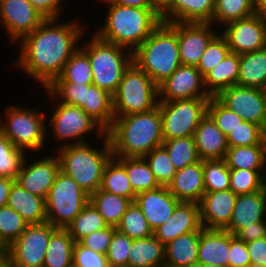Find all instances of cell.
I'll list each match as a JSON object with an SVG mask.
<instances>
[{"mask_svg":"<svg viewBox=\"0 0 266 267\" xmlns=\"http://www.w3.org/2000/svg\"><path fill=\"white\" fill-rule=\"evenodd\" d=\"M58 20L46 19L18 41L20 54L13 65L20 67L43 88H47L60 76L65 63L79 48L77 44L85 36L86 29L81 22L74 20L62 23Z\"/></svg>","mask_w":266,"mask_h":267,"instance_id":"6da1fadb","label":"cell"},{"mask_svg":"<svg viewBox=\"0 0 266 267\" xmlns=\"http://www.w3.org/2000/svg\"><path fill=\"white\" fill-rule=\"evenodd\" d=\"M106 134L113 157H144L164 141L159 105L147 112L115 116Z\"/></svg>","mask_w":266,"mask_h":267,"instance_id":"7a4b0ae2","label":"cell"},{"mask_svg":"<svg viewBox=\"0 0 266 267\" xmlns=\"http://www.w3.org/2000/svg\"><path fill=\"white\" fill-rule=\"evenodd\" d=\"M104 25L95 31L102 40L134 52L162 23L161 16L153 8H135L107 4Z\"/></svg>","mask_w":266,"mask_h":267,"instance_id":"3957f363","label":"cell"},{"mask_svg":"<svg viewBox=\"0 0 266 267\" xmlns=\"http://www.w3.org/2000/svg\"><path fill=\"white\" fill-rule=\"evenodd\" d=\"M133 62L159 86L180 65L177 22H162L133 52Z\"/></svg>","mask_w":266,"mask_h":267,"instance_id":"277c9868","label":"cell"},{"mask_svg":"<svg viewBox=\"0 0 266 267\" xmlns=\"http://www.w3.org/2000/svg\"><path fill=\"white\" fill-rule=\"evenodd\" d=\"M101 140L104 145L100 149L91 147L88 142L55 148L60 170L73 178L89 196L101 187L103 170L113 156L107 134Z\"/></svg>","mask_w":266,"mask_h":267,"instance_id":"5b68a950","label":"cell"},{"mask_svg":"<svg viewBox=\"0 0 266 267\" xmlns=\"http://www.w3.org/2000/svg\"><path fill=\"white\" fill-rule=\"evenodd\" d=\"M87 40L80 42V47L90 60L93 83L111 95L114 94L125 70L133 62V52L129 49L106 42L95 33Z\"/></svg>","mask_w":266,"mask_h":267,"instance_id":"8992f818","label":"cell"},{"mask_svg":"<svg viewBox=\"0 0 266 267\" xmlns=\"http://www.w3.org/2000/svg\"><path fill=\"white\" fill-rule=\"evenodd\" d=\"M0 115V131L24 152H41L48 138L47 120L40 109L11 105ZM42 112V113H41ZM5 119H4V118ZM46 120V121H45Z\"/></svg>","mask_w":266,"mask_h":267,"instance_id":"52a82bcc","label":"cell"},{"mask_svg":"<svg viewBox=\"0 0 266 267\" xmlns=\"http://www.w3.org/2000/svg\"><path fill=\"white\" fill-rule=\"evenodd\" d=\"M158 103V86L132 62L112 95L114 116L147 112L157 107Z\"/></svg>","mask_w":266,"mask_h":267,"instance_id":"ba28073f","label":"cell"},{"mask_svg":"<svg viewBox=\"0 0 266 267\" xmlns=\"http://www.w3.org/2000/svg\"><path fill=\"white\" fill-rule=\"evenodd\" d=\"M44 90L54 103L57 102L54 104L56 106H53L55 109L51 114L52 116L49 120V124H47V128L50 130L51 127L53 128V138L59 142L57 148L69 144L86 143L87 140L84 138L85 135H91L92 132L94 134L95 131L96 137L98 135L99 138L106 134L105 130L83 109L78 106L59 102L58 99H56L46 88ZM70 140L74 142H71Z\"/></svg>","mask_w":266,"mask_h":267,"instance_id":"9c48e42d","label":"cell"},{"mask_svg":"<svg viewBox=\"0 0 266 267\" xmlns=\"http://www.w3.org/2000/svg\"><path fill=\"white\" fill-rule=\"evenodd\" d=\"M45 203L47 222L56 228H66L89 203V195L60 170Z\"/></svg>","mask_w":266,"mask_h":267,"instance_id":"30bf717a","label":"cell"},{"mask_svg":"<svg viewBox=\"0 0 266 267\" xmlns=\"http://www.w3.org/2000/svg\"><path fill=\"white\" fill-rule=\"evenodd\" d=\"M210 98L159 101L163 140L193 136L207 114Z\"/></svg>","mask_w":266,"mask_h":267,"instance_id":"8fae6325","label":"cell"},{"mask_svg":"<svg viewBox=\"0 0 266 267\" xmlns=\"http://www.w3.org/2000/svg\"><path fill=\"white\" fill-rule=\"evenodd\" d=\"M56 229L49 222L28 225L6 248L9 267H43L49 238Z\"/></svg>","mask_w":266,"mask_h":267,"instance_id":"7c38bea8","label":"cell"},{"mask_svg":"<svg viewBox=\"0 0 266 267\" xmlns=\"http://www.w3.org/2000/svg\"><path fill=\"white\" fill-rule=\"evenodd\" d=\"M215 97L243 121L257 124L266 131V90L233 85Z\"/></svg>","mask_w":266,"mask_h":267,"instance_id":"4fadbf2b","label":"cell"},{"mask_svg":"<svg viewBox=\"0 0 266 267\" xmlns=\"http://www.w3.org/2000/svg\"><path fill=\"white\" fill-rule=\"evenodd\" d=\"M46 18L29 0H0V24L15 44L34 31Z\"/></svg>","mask_w":266,"mask_h":267,"instance_id":"5bb4252c","label":"cell"},{"mask_svg":"<svg viewBox=\"0 0 266 267\" xmlns=\"http://www.w3.org/2000/svg\"><path fill=\"white\" fill-rule=\"evenodd\" d=\"M159 101L211 98L197 66L180 65L159 86Z\"/></svg>","mask_w":266,"mask_h":267,"instance_id":"9a60e30c","label":"cell"},{"mask_svg":"<svg viewBox=\"0 0 266 267\" xmlns=\"http://www.w3.org/2000/svg\"><path fill=\"white\" fill-rule=\"evenodd\" d=\"M230 52L244 54L265 48V21L260 14L230 22L223 26Z\"/></svg>","mask_w":266,"mask_h":267,"instance_id":"2e32d148","label":"cell"},{"mask_svg":"<svg viewBox=\"0 0 266 267\" xmlns=\"http://www.w3.org/2000/svg\"><path fill=\"white\" fill-rule=\"evenodd\" d=\"M55 155L41 156V159L30 163L26 160L29 158L25 156L15 182L30 193L46 199L60 171V161L58 155Z\"/></svg>","mask_w":266,"mask_h":267,"instance_id":"e0dca14e","label":"cell"},{"mask_svg":"<svg viewBox=\"0 0 266 267\" xmlns=\"http://www.w3.org/2000/svg\"><path fill=\"white\" fill-rule=\"evenodd\" d=\"M213 27L217 28L212 23L177 22L181 65L197 66L199 64L206 47L218 34Z\"/></svg>","mask_w":266,"mask_h":267,"instance_id":"ac0fdd59","label":"cell"},{"mask_svg":"<svg viewBox=\"0 0 266 267\" xmlns=\"http://www.w3.org/2000/svg\"><path fill=\"white\" fill-rule=\"evenodd\" d=\"M237 195L229 190L204 192L200 207L203 228L225 229L231 221Z\"/></svg>","mask_w":266,"mask_h":267,"instance_id":"d6986e66","label":"cell"},{"mask_svg":"<svg viewBox=\"0 0 266 267\" xmlns=\"http://www.w3.org/2000/svg\"><path fill=\"white\" fill-rule=\"evenodd\" d=\"M202 228L200 207L196 202H181L173 214L153 231V235L164 245L178 236Z\"/></svg>","mask_w":266,"mask_h":267,"instance_id":"ffe728a7","label":"cell"},{"mask_svg":"<svg viewBox=\"0 0 266 267\" xmlns=\"http://www.w3.org/2000/svg\"><path fill=\"white\" fill-rule=\"evenodd\" d=\"M135 202L141 208L153 231L162 225L181 203L170 193L167 187L162 186L138 193Z\"/></svg>","mask_w":266,"mask_h":267,"instance_id":"44dd1931","label":"cell"},{"mask_svg":"<svg viewBox=\"0 0 266 267\" xmlns=\"http://www.w3.org/2000/svg\"><path fill=\"white\" fill-rule=\"evenodd\" d=\"M266 186L250 194L238 195L231 221L225 230L236 235L242 228L266 220Z\"/></svg>","mask_w":266,"mask_h":267,"instance_id":"7402d4cb","label":"cell"},{"mask_svg":"<svg viewBox=\"0 0 266 267\" xmlns=\"http://www.w3.org/2000/svg\"><path fill=\"white\" fill-rule=\"evenodd\" d=\"M193 137L200 160L225 158L227 137L208 114L200 121Z\"/></svg>","mask_w":266,"mask_h":267,"instance_id":"603a6c76","label":"cell"},{"mask_svg":"<svg viewBox=\"0 0 266 267\" xmlns=\"http://www.w3.org/2000/svg\"><path fill=\"white\" fill-rule=\"evenodd\" d=\"M167 188L181 202L199 203L205 192L203 161L176 170L173 181Z\"/></svg>","mask_w":266,"mask_h":267,"instance_id":"cb8c5ba5","label":"cell"},{"mask_svg":"<svg viewBox=\"0 0 266 267\" xmlns=\"http://www.w3.org/2000/svg\"><path fill=\"white\" fill-rule=\"evenodd\" d=\"M230 233L225 229L202 227L197 264L228 267Z\"/></svg>","mask_w":266,"mask_h":267,"instance_id":"d4e9b609","label":"cell"},{"mask_svg":"<svg viewBox=\"0 0 266 267\" xmlns=\"http://www.w3.org/2000/svg\"><path fill=\"white\" fill-rule=\"evenodd\" d=\"M28 225L41 224L46 220L45 198L34 195L14 182L9 193L8 204Z\"/></svg>","mask_w":266,"mask_h":267,"instance_id":"484cf974","label":"cell"},{"mask_svg":"<svg viewBox=\"0 0 266 267\" xmlns=\"http://www.w3.org/2000/svg\"><path fill=\"white\" fill-rule=\"evenodd\" d=\"M215 0H174L161 16L162 22L212 23Z\"/></svg>","mask_w":266,"mask_h":267,"instance_id":"4316f807","label":"cell"},{"mask_svg":"<svg viewBox=\"0 0 266 267\" xmlns=\"http://www.w3.org/2000/svg\"><path fill=\"white\" fill-rule=\"evenodd\" d=\"M202 228L178 236L165 245V265L196 267Z\"/></svg>","mask_w":266,"mask_h":267,"instance_id":"83f0119b","label":"cell"},{"mask_svg":"<svg viewBox=\"0 0 266 267\" xmlns=\"http://www.w3.org/2000/svg\"><path fill=\"white\" fill-rule=\"evenodd\" d=\"M164 265L165 245L154 235L132 241L128 267H163Z\"/></svg>","mask_w":266,"mask_h":267,"instance_id":"f1b7e54d","label":"cell"},{"mask_svg":"<svg viewBox=\"0 0 266 267\" xmlns=\"http://www.w3.org/2000/svg\"><path fill=\"white\" fill-rule=\"evenodd\" d=\"M105 132L112 126L115 118L112 95L97 85L86 84L85 105L82 108Z\"/></svg>","mask_w":266,"mask_h":267,"instance_id":"f546056e","label":"cell"},{"mask_svg":"<svg viewBox=\"0 0 266 267\" xmlns=\"http://www.w3.org/2000/svg\"><path fill=\"white\" fill-rule=\"evenodd\" d=\"M237 85L266 90V48L240 55Z\"/></svg>","mask_w":266,"mask_h":267,"instance_id":"4dcf8cb0","label":"cell"},{"mask_svg":"<svg viewBox=\"0 0 266 267\" xmlns=\"http://www.w3.org/2000/svg\"><path fill=\"white\" fill-rule=\"evenodd\" d=\"M239 65L240 55L229 52L222 62L204 77L207 92L211 96H216L221 90L237 85Z\"/></svg>","mask_w":266,"mask_h":267,"instance_id":"1f68e13d","label":"cell"},{"mask_svg":"<svg viewBox=\"0 0 266 267\" xmlns=\"http://www.w3.org/2000/svg\"><path fill=\"white\" fill-rule=\"evenodd\" d=\"M100 189L135 201L137 194L126 174L125 157L112 156L106 163Z\"/></svg>","mask_w":266,"mask_h":267,"instance_id":"d6a6232c","label":"cell"},{"mask_svg":"<svg viewBox=\"0 0 266 267\" xmlns=\"http://www.w3.org/2000/svg\"><path fill=\"white\" fill-rule=\"evenodd\" d=\"M74 244L66 228H57L49 238L43 267H72Z\"/></svg>","mask_w":266,"mask_h":267,"instance_id":"836d02e7","label":"cell"},{"mask_svg":"<svg viewBox=\"0 0 266 267\" xmlns=\"http://www.w3.org/2000/svg\"><path fill=\"white\" fill-rule=\"evenodd\" d=\"M266 144L228 147L224 160L229 169L265 170Z\"/></svg>","mask_w":266,"mask_h":267,"instance_id":"e575fe53","label":"cell"},{"mask_svg":"<svg viewBox=\"0 0 266 267\" xmlns=\"http://www.w3.org/2000/svg\"><path fill=\"white\" fill-rule=\"evenodd\" d=\"M89 202L95 207L109 226L116 227L127 207L132 203L129 198L115 195L100 188L89 196Z\"/></svg>","mask_w":266,"mask_h":267,"instance_id":"d590c367","label":"cell"},{"mask_svg":"<svg viewBox=\"0 0 266 267\" xmlns=\"http://www.w3.org/2000/svg\"><path fill=\"white\" fill-rule=\"evenodd\" d=\"M254 14L253 0H215L212 24L225 26Z\"/></svg>","mask_w":266,"mask_h":267,"instance_id":"8d00e7d4","label":"cell"},{"mask_svg":"<svg viewBox=\"0 0 266 267\" xmlns=\"http://www.w3.org/2000/svg\"><path fill=\"white\" fill-rule=\"evenodd\" d=\"M109 225L105 222L103 217L89 202L83 210L73 219V221L66 227L70 236L75 242H78L83 237L102 229Z\"/></svg>","mask_w":266,"mask_h":267,"instance_id":"74e56055","label":"cell"},{"mask_svg":"<svg viewBox=\"0 0 266 267\" xmlns=\"http://www.w3.org/2000/svg\"><path fill=\"white\" fill-rule=\"evenodd\" d=\"M53 82L92 84V68L88 55L79 47L65 63L62 73Z\"/></svg>","mask_w":266,"mask_h":267,"instance_id":"f35d334b","label":"cell"},{"mask_svg":"<svg viewBox=\"0 0 266 267\" xmlns=\"http://www.w3.org/2000/svg\"><path fill=\"white\" fill-rule=\"evenodd\" d=\"M162 145L176 170L200 161L193 136L164 140Z\"/></svg>","mask_w":266,"mask_h":267,"instance_id":"ab89813d","label":"cell"},{"mask_svg":"<svg viewBox=\"0 0 266 267\" xmlns=\"http://www.w3.org/2000/svg\"><path fill=\"white\" fill-rule=\"evenodd\" d=\"M125 170L136 194L160 186L143 157H125Z\"/></svg>","mask_w":266,"mask_h":267,"instance_id":"60d3db41","label":"cell"},{"mask_svg":"<svg viewBox=\"0 0 266 267\" xmlns=\"http://www.w3.org/2000/svg\"><path fill=\"white\" fill-rule=\"evenodd\" d=\"M116 230L128 235L133 240L153 235V230L135 201L127 207L126 212L116 226Z\"/></svg>","mask_w":266,"mask_h":267,"instance_id":"b9f144b4","label":"cell"},{"mask_svg":"<svg viewBox=\"0 0 266 267\" xmlns=\"http://www.w3.org/2000/svg\"><path fill=\"white\" fill-rule=\"evenodd\" d=\"M205 192L230 189V169L224 159L203 160Z\"/></svg>","mask_w":266,"mask_h":267,"instance_id":"7bdbcfd3","label":"cell"},{"mask_svg":"<svg viewBox=\"0 0 266 267\" xmlns=\"http://www.w3.org/2000/svg\"><path fill=\"white\" fill-rule=\"evenodd\" d=\"M158 184L168 187L173 181L176 169L171 163L169 154L163 145L157 146L144 157Z\"/></svg>","mask_w":266,"mask_h":267,"instance_id":"ee69618b","label":"cell"},{"mask_svg":"<svg viewBox=\"0 0 266 267\" xmlns=\"http://www.w3.org/2000/svg\"><path fill=\"white\" fill-rule=\"evenodd\" d=\"M0 131V176L16 179L26 156Z\"/></svg>","mask_w":266,"mask_h":267,"instance_id":"f6af8a7d","label":"cell"},{"mask_svg":"<svg viewBox=\"0 0 266 267\" xmlns=\"http://www.w3.org/2000/svg\"><path fill=\"white\" fill-rule=\"evenodd\" d=\"M230 190L237 196L262 190L266 186L264 171L230 169Z\"/></svg>","mask_w":266,"mask_h":267,"instance_id":"bcb514c9","label":"cell"},{"mask_svg":"<svg viewBox=\"0 0 266 267\" xmlns=\"http://www.w3.org/2000/svg\"><path fill=\"white\" fill-rule=\"evenodd\" d=\"M27 222L8 205L0 207V243L6 249L27 228Z\"/></svg>","mask_w":266,"mask_h":267,"instance_id":"7dc6e473","label":"cell"},{"mask_svg":"<svg viewBox=\"0 0 266 267\" xmlns=\"http://www.w3.org/2000/svg\"><path fill=\"white\" fill-rule=\"evenodd\" d=\"M228 147L266 144V131L259 125L242 121L227 136Z\"/></svg>","mask_w":266,"mask_h":267,"instance_id":"c3c4849f","label":"cell"},{"mask_svg":"<svg viewBox=\"0 0 266 267\" xmlns=\"http://www.w3.org/2000/svg\"><path fill=\"white\" fill-rule=\"evenodd\" d=\"M219 32L218 30V34L210 41L197 65L203 77L222 62L230 52L226 38Z\"/></svg>","mask_w":266,"mask_h":267,"instance_id":"681fc988","label":"cell"},{"mask_svg":"<svg viewBox=\"0 0 266 267\" xmlns=\"http://www.w3.org/2000/svg\"><path fill=\"white\" fill-rule=\"evenodd\" d=\"M46 89L58 99L59 102L78 106L81 109L85 105L86 84L52 82Z\"/></svg>","mask_w":266,"mask_h":267,"instance_id":"f907efd6","label":"cell"},{"mask_svg":"<svg viewBox=\"0 0 266 267\" xmlns=\"http://www.w3.org/2000/svg\"><path fill=\"white\" fill-rule=\"evenodd\" d=\"M207 114L226 136L243 121L240 116L225 107L215 96L209 99Z\"/></svg>","mask_w":266,"mask_h":267,"instance_id":"816d5d0a","label":"cell"},{"mask_svg":"<svg viewBox=\"0 0 266 267\" xmlns=\"http://www.w3.org/2000/svg\"><path fill=\"white\" fill-rule=\"evenodd\" d=\"M132 241L128 235L119 231L113 233L106 257L110 267H128V257Z\"/></svg>","mask_w":266,"mask_h":267,"instance_id":"f5cc1de1","label":"cell"},{"mask_svg":"<svg viewBox=\"0 0 266 267\" xmlns=\"http://www.w3.org/2000/svg\"><path fill=\"white\" fill-rule=\"evenodd\" d=\"M72 260L74 267H110L106 255L90 250L79 242L74 244Z\"/></svg>","mask_w":266,"mask_h":267,"instance_id":"db71d44e","label":"cell"},{"mask_svg":"<svg viewBox=\"0 0 266 267\" xmlns=\"http://www.w3.org/2000/svg\"><path fill=\"white\" fill-rule=\"evenodd\" d=\"M115 231L116 227L108 226L105 229L92 232L91 234L80 239L78 242L90 250L106 255Z\"/></svg>","mask_w":266,"mask_h":267,"instance_id":"11a10c76","label":"cell"},{"mask_svg":"<svg viewBox=\"0 0 266 267\" xmlns=\"http://www.w3.org/2000/svg\"><path fill=\"white\" fill-rule=\"evenodd\" d=\"M251 264L246 243L230 233L228 267H248Z\"/></svg>","mask_w":266,"mask_h":267,"instance_id":"9f6ffc18","label":"cell"},{"mask_svg":"<svg viewBox=\"0 0 266 267\" xmlns=\"http://www.w3.org/2000/svg\"><path fill=\"white\" fill-rule=\"evenodd\" d=\"M34 8L46 19H59L65 0H29ZM61 5V6H60Z\"/></svg>","mask_w":266,"mask_h":267,"instance_id":"6f0895ef","label":"cell"},{"mask_svg":"<svg viewBox=\"0 0 266 267\" xmlns=\"http://www.w3.org/2000/svg\"><path fill=\"white\" fill-rule=\"evenodd\" d=\"M235 236L245 243L266 237V220L242 228Z\"/></svg>","mask_w":266,"mask_h":267,"instance_id":"680465c9","label":"cell"},{"mask_svg":"<svg viewBox=\"0 0 266 267\" xmlns=\"http://www.w3.org/2000/svg\"><path fill=\"white\" fill-rule=\"evenodd\" d=\"M251 263L266 266V237L246 243Z\"/></svg>","mask_w":266,"mask_h":267,"instance_id":"91938a15","label":"cell"},{"mask_svg":"<svg viewBox=\"0 0 266 267\" xmlns=\"http://www.w3.org/2000/svg\"><path fill=\"white\" fill-rule=\"evenodd\" d=\"M15 179L0 176V207L8 204L10 189Z\"/></svg>","mask_w":266,"mask_h":267,"instance_id":"94428289","label":"cell"},{"mask_svg":"<svg viewBox=\"0 0 266 267\" xmlns=\"http://www.w3.org/2000/svg\"><path fill=\"white\" fill-rule=\"evenodd\" d=\"M105 4H117L120 6H130L135 8H153L150 0H100Z\"/></svg>","mask_w":266,"mask_h":267,"instance_id":"6125c7cd","label":"cell"},{"mask_svg":"<svg viewBox=\"0 0 266 267\" xmlns=\"http://www.w3.org/2000/svg\"><path fill=\"white\" fill-rule=\"evenodd\" d=\"M153 9L162 16L174 3V0H150Z\"/></svg>","mask_w":266,"mask_h":267,"instance_id":"be15d7a7","label":"cell"},{"mask_svg":"<svg viewBox=\"0 0 266 267\" xmlns=\"http://www.w3.org/2000/svg\"><path fill=\"white\" fill-rule=\"evenodd\" d=\"M255 14L266 15V0H253Z\"/></svg>","mask_w":266,"mask_h":267,"instance_id":"e7e4bbea","label":"cell"},{"mask_svg":"<svg viewBox=\"0 0 266 267\" xmlns=\"http://www.w3.org/2000/svg\"><path fill=\"white\" fill-rule=\"evenodd\" d=\"M0 267H9L8 254H0Z\"/></svg>","mask_w":266,"mask_h":267,"instance_id":"03108f58","label":"cell"},{"mask_svg":"<svg viewBox=\"0 0 266 267\" xmlns=\"http://www.w3.org/2000/svg\"><path fill=\"white\" fill-rule=\"evenodd\" d=\"M0 254H7V250L3 247L1 243H0Z\"/></svg>","mask_w":266,"mask_h":267,"instance_id":"003e7915","label":"cell"},{"mask_svg":"<svg viewBox=\"0 0 266 267\" xmlns=\"http://www.w3.org/2000/svg\"><path fill=\"white\" fill-rule=\"evenodd\" d=\"M196 267H224V266H217V265H201V264H197V266Z\"/></svg>","mask_w":266,"mask_h":267,"instance_id":"a7ac6f4b","label":"cell"},{"mask_svg":"<svg viewBox=\"0 0 266 267\" xmlns=\"http://www.w3.org/2000/svg\"><path fill=\"white\" fill-rule=\"evenodd\" d=\"M248 267H266L260 264L251 263Z\"/></svg>","mask_w":266,"mask_h":267,"instance_id":"89a4df30","label":"cell"},{"mask_svg":"<svg viewBox=\"0 0 266 267\" xmlns=\"http://www.w3.org/2000/svg\"><path fill=\"white\" fill-rule=\"evenodd\" d=\"M264 179L266 182V150H265V170H264Z\"/></svg>","mask_w":266,"mask_h":267,"instance_id":"2644e50d","label":"cell"},{"mask_svg":"<svg viewBox=\"0 0 266 267\" xmlns=\"http://www.w3.org/2000/svg\"><path fill=\"white\" fill-rule=\"evenodd\" d=\"M265 21V48H266V15L263 16Z\"/></svg>","mask_w":266,"mask_h":267,"instance_id":"8c879c8a","label":"cell"},{"mask_svg":"<svg viewBox=\"0 0 266 267\" xmlns=\"http://www.w3.org/2000/svg\"><path fill=\"white\" fill-rule=\"evenodd\" d=\"M163 267H180V266L164 265Z\"/></svg>","mask_w":266,"mask_h":267,"instance_id":"753ad0ef","label":"cell"}]
</instances>
